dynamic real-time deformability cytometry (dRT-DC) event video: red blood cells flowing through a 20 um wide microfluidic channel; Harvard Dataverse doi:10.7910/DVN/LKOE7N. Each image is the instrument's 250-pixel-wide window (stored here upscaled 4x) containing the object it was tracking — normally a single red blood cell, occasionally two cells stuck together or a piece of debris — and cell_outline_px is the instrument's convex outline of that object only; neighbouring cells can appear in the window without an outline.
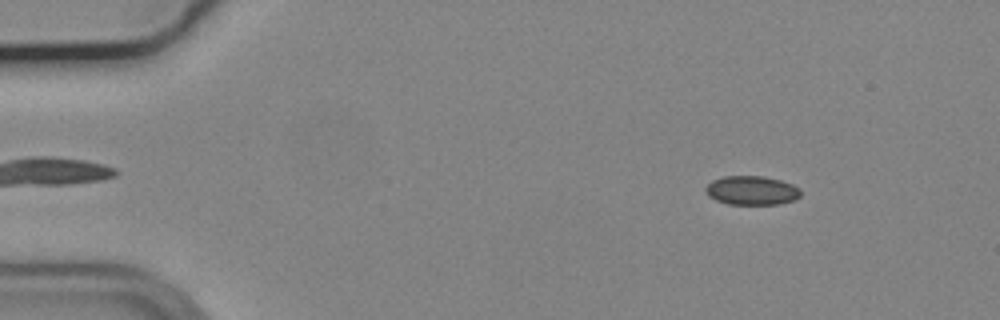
{"species": "common noctule bat (a hibernating species)", "species_latin": "Nyctalus noctula", "temperature_condition": "cold", "stored_images_in_passage": 17, "camera_frame_rate_fps": 3000, "um_per_image_px": 0.085, "animal": {"sex": "male", "body_mass_g": 19.2, "forearm_length_mm": 51.8}, "frame": {"image": 1, "passage_image": 7, "time_ms": 2.0, "image_size_px": [1000, 320], "cell_outline_px": [[800, 196], [796, 200], [780, 204], [728, 204], [716, 200], [708, 196], [704, 192], [704, 188], [712, 180], [724, 176], [764, 176], [780, 180], [792, 184], [800, 188]], "centroid_in_image_um": [63.89, 16.19], "position_along_channel_um": 21.1, "area_um2": 16.24}}
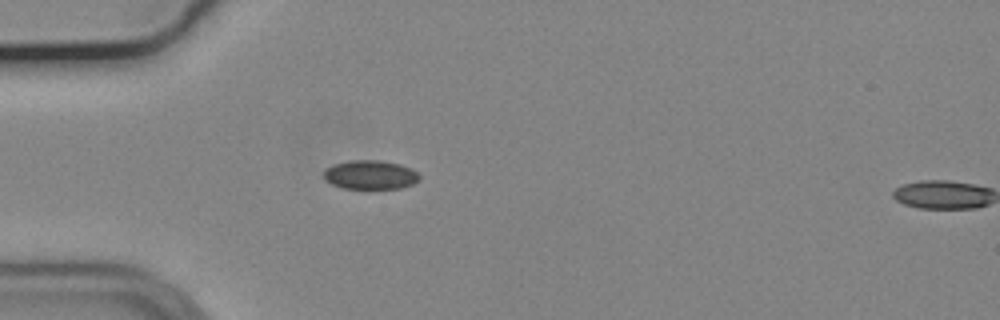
{"frame": {"image": 2, "passage_image": 16, "time_ms": 5.0, "image_size_px": [1000, 320], "cell_outline_px": [[420, 180], [412, 184], [400, 188], [344, 188], [332, 184], [324, 180], [324, 168], [332, 164], [352, 160], [380, 160], [400, 164], [412, 168], [420, 176]], "centroid_in_image_um": [31.46, 14.84], "position_along_channel_um": 53.5, "area_um2": 16.24}}